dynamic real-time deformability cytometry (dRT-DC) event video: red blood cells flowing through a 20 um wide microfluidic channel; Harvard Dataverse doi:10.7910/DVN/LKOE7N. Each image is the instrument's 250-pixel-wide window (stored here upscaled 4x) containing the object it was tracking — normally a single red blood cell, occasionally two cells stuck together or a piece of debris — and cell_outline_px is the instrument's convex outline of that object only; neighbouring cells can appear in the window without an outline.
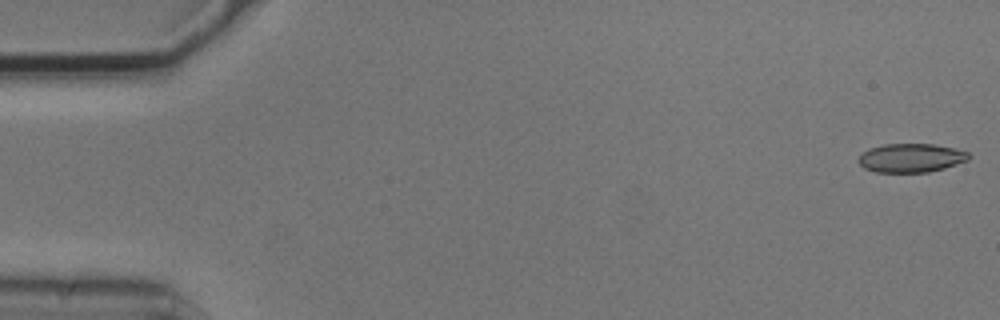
{"species": "common noctule bat (a hibernating species)", "species_latin": "Nyctalus noctula", "temperature_condition": "cold", "stored_images_in_passage": 4, "camera_frame_rate_fps": 3000, "um_per_image_px": 0.085, "animal": {"sex": "male", "body_mass_g": 20.5, "forearm_length_mm": 52.5}, "frame": {"image": 1, "passage_image": 1, "time_ms": 0.0, "image_size_px": [1000, 320], "cell_outline_px": [[972, 156], [968, 160], [944, 168], [928, 172], [876, 172], [864, 168], [856, 160], [860, 152], [868, 148], [884, 144], [936, 144], [968, 152]], "centroid_in_image_um": [77.39, 13.41], "position_along_channel_um": 7.6, "area_um2": 18.67}}